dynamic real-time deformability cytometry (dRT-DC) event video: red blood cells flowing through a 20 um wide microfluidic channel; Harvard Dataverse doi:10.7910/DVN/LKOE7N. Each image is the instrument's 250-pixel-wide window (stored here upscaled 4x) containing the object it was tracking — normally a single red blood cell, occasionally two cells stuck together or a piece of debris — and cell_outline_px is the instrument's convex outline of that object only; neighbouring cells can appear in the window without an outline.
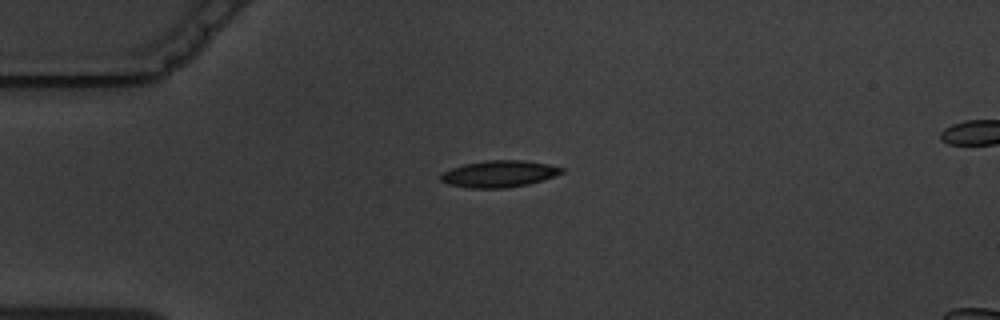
{"species": "common noctule bat (a hibernating species)", "species_latin": "Nyctalus noctula", "temperature_condition": "warm", "stored_images_in_passage": 2, "segment_of_instrument_passage": [1, 2], "camera_frame_rate_fps": 3000, "um_per_image_px": 0.085, "animal": {"sex": "male", "body_mass_g": 19.5, "forearm_length_mm": 54.6}, "frame": {"image": 1, "passage_image": 1, "time_ms": 0.0, "image_size_px": [1000, 320], "cell_outline_px": [[564, 172], [528, 184], [504, 188], [468, 188], [448, 184], [440, 180], [440, 176], [444, 172], [452, 168], [464, 164], [488, 160], [524, 160], [548, 164], [564, 168]], "centroid_in_image_um": [42.4, 14.77], "position_along_channel_um": 42.6, "area_um2": 18.61}}